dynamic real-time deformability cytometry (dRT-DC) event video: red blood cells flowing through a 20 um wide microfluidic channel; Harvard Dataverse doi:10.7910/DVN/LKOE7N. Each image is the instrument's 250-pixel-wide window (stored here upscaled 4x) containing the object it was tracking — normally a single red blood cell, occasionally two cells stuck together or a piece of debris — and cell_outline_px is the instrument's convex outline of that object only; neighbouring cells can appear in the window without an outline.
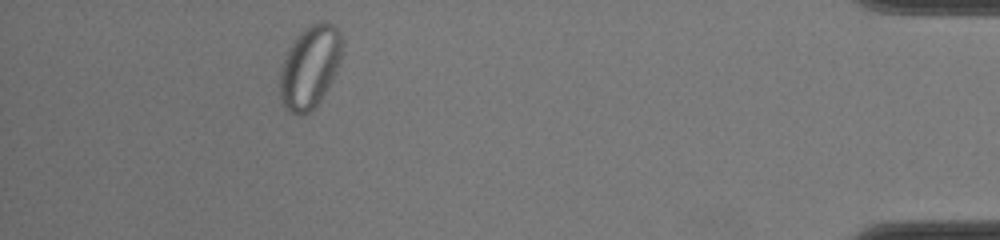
{"species": "common noctule bat (a hibernating species)", "species_latin": "Nyctalus noctula", "temperature_condition": "cold", "stored_images_in_passage": 35, "segment_of_instrument_passage": [2, 2], "camera_frame_rate_fps": 3000, "um_per_image_px": 0.085, "animal": {"sex": "female", "body_mass_g": 22.0, "forearm_length_mm": 56.7}, "frame": {"image": 1, "passage_image": 31, "time_ms": 10.0, "image_size_px": [1000, 240], "cell_outline_px": [[340, 60], [320, 100], [308, 112], [288, 112], [280, 104], [280, 64], [296, 36], [304, 28], [320, 20], [324, 20], [332, 24], [340, 32]], "centroid_in_image_um": [26.28, 5.65], "position_along_channel_um": 408.9, "area_um2": 29.3}}